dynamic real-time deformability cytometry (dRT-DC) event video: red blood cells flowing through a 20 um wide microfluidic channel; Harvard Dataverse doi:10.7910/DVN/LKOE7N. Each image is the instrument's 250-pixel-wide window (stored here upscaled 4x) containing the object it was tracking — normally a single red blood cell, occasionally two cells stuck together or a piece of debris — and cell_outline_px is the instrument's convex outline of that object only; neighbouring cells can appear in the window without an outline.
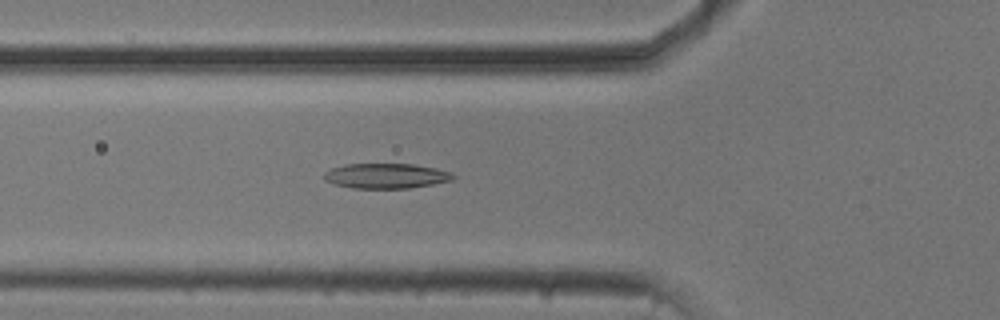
{"species": "common noctule bat (a hibernating species)", "species_latin": "Nyctalus noctula", "temperature_condition": "cold", "stored_images_in_passage": 44, "camera_frame_rate_fps": 3000, "um_per_image_px": 0.085, "animal": {"sex": "male", "body_mass_g": 20.5, "forearm_length_mm": 52.5}, "frame": {"image": 1, "passage_image": 9, "time_ms": 2.667, "image_size_px": [1000, 320], "cell_outline_px": [[456, 176], [452, 180], [432, 184], [408, 188], [352, 188], [332, 184], [324, 180], [324, 172], [332, 168], [344, 164], [412, 164], [436, 168], [452, 172]], "centroid_in_image_um": [32.8, 14.95], "position_along_channel_um": 93.0, "area_um2": 18.9}}
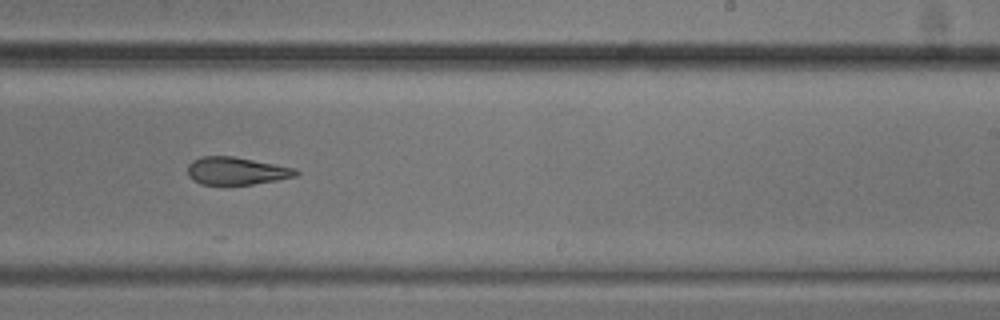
{"frame": {"image": 2, "passage_image": 23, "time_ms": 7.333, "image_size_px": [1000, 320], "cell_outline_px": [[300, 172], [296, 176], [276, 180], [252, 184], [200, 184], [192, 180], [188, 176], [188, 164], [192, 160], [200, 156], [232, 156], [296, 168]], "centroid_in_image_um": [20.07, 14.52], "position_along_channel_um": 268.9, "area_um2": 17.4}}
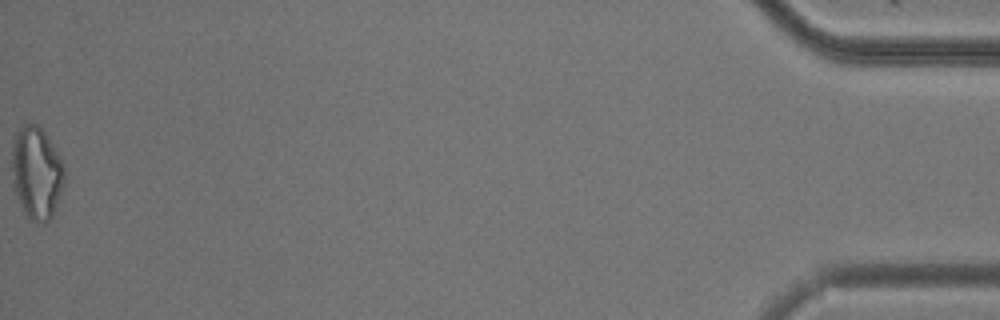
{"frame": {"image": 3, "passage_image": 44, "time_ms": 14.333, "image_size_px": [1000, 320], "cell_outline_px": [[64, 184], [60, 196], [52, 216], [48, 220], [32, 220], [28, 216], [12, 184], [12, 140], [16, 132], [24, 124], [36, 124], [48, 136], [64, 164]], "centroid_in_image_um": [3.11, 14.62], "position_along_channel_um": 432.1, "area_um2": 27.86}, "authors_computed_cell_mechanics": {"area_um2": 19.0162, "velocity_mm_per_s": 3.7537, "shape_relaxation_time_tau1_ms": 4.0797, "shape_relaxation_time_tau2_ms": 3.3183, "deformation_change_tau1": 0.1311, "deformation_change_tau2": 0.1339}}